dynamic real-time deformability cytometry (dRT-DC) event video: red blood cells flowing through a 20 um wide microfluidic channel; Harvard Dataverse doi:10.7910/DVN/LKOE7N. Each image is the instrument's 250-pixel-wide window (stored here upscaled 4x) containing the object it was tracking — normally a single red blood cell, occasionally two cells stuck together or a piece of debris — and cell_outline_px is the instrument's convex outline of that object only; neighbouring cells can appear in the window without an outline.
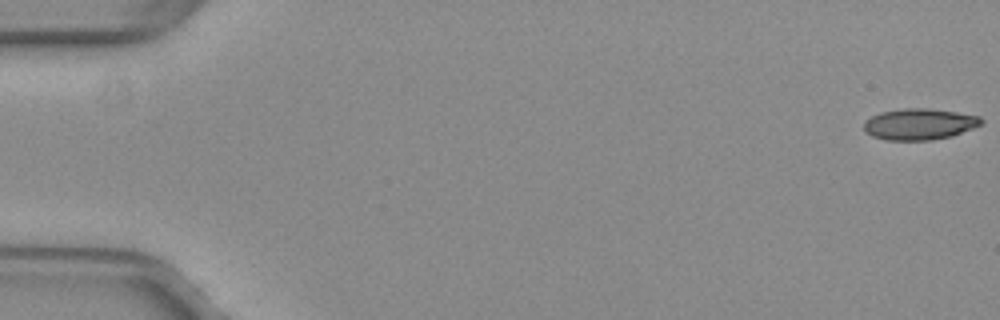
{"species": "common noctule bat (a hibernating species)", "species_latin": "Nyctalus noctula", "temperature_condition": "warm", "stored_images_in_passage": 13, "camera_frame_rate_fps": 3000, "um_per_image_px": 0.085, "animal": {"sex": "female", "body_mass_g": 29.2, "forearm_length_mm": 56.3}, "frame": {"image": 1, "passage_image": 1, "time_ms": 0.0, "image_size_px": [1000, 320], "cell_outline_px": [[984, 120], [980, 124], [972, 128], [952, 136], [932, 140], [888, 140], [872, 136], [864, 128], [864, 124], [872, 116], [880, 112], [904, 108], [928, 108], [956, 112], [980, 116]], "centroid_in_image_um": [78.17, 10.55], "position_along_channel_um": 6.8, "area_um2": 21.15}}